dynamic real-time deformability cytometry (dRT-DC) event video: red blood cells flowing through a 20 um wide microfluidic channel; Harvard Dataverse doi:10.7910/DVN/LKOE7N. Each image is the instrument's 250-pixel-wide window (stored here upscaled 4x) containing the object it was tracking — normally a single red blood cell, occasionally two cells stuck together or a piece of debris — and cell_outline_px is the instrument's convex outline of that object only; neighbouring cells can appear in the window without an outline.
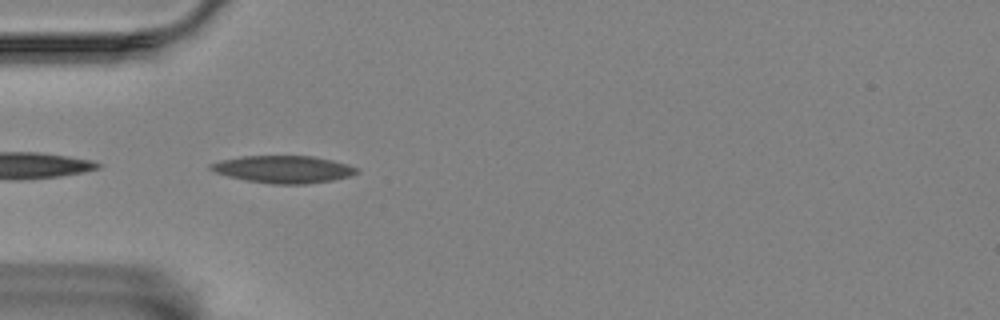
{"species": "Egyptian fruit bat (a non-hibernating species)", "species_latin": "Rousettus aegyptiacus", "temperature_condition": "room temperature", "stored_images_in_passage": 26, "camera_frame_rate_fps": 3000, "um_per_image_px": 0.085, "animal": {"sex": "female"}, "frame": {"image": 1, "passage_image": 1, "time_ms": 0.0, "image_size_px": [1000, 320], "cell_outline_px": [[360, 172], [352, 176], [332, 180], [308, 184], [272, 184], [248, 180], [228, 176], [216, 172], [208, 168], [208, 164], [220, 160], [240, 156], [312, 156], [332, 160], [348, 164], [360, 168]], "centroid_in_image_um": [24.13, 14.38], "position_along_channel_um": 60.9, "area_um2": 23.41}}
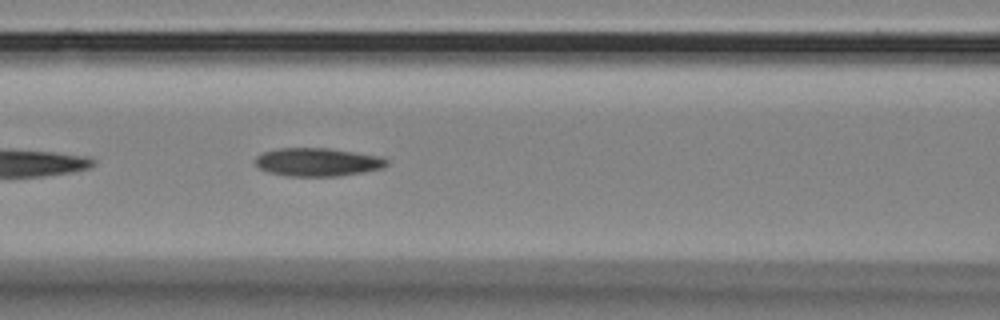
{"frame": {"image": 2, "passage_image": 8, "time_ms": 2.333, "image_size_px": [1000, 320], "cell_outline_px": [[388, 164], [384, 168], [340, 176], [288, 176], [268, 172], [260, 168], [256, 164], [256, 156], [264, 152], [280, 148], [328, 148], [380, 156], [388, 160]], "centroid_in_image_um": [27.02, 13.78], "position_along_channel_um": 139.6, "area_um2": 21.56}}
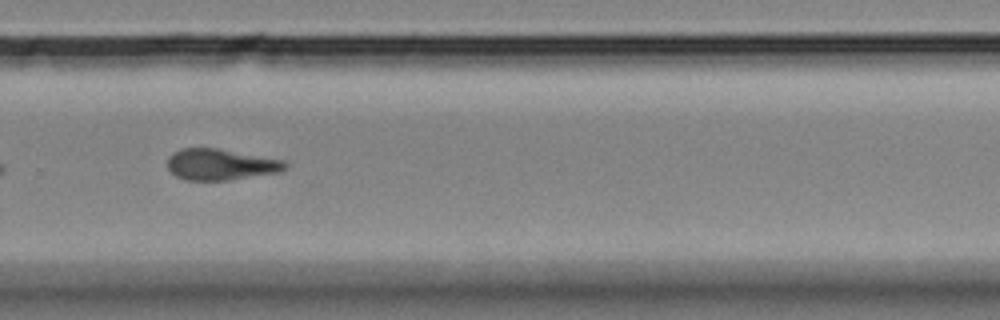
{"frame": {"image": 3, "passage_image": 23, "time_ms": 7.333, "image_size_px": [1000, 320], "cell_outline_px": [[288, 168], [280, 172], [228, 180], [184, 180], [176, 176], [168, 168], [168, 156], [172, 152], [180, 148], [220, 148], [284, 160], [288, 164]], "centroid_in_image_um": [18.77, 13.97], "position_along_channel_um": 311.0, "area_um2": 21.62}}